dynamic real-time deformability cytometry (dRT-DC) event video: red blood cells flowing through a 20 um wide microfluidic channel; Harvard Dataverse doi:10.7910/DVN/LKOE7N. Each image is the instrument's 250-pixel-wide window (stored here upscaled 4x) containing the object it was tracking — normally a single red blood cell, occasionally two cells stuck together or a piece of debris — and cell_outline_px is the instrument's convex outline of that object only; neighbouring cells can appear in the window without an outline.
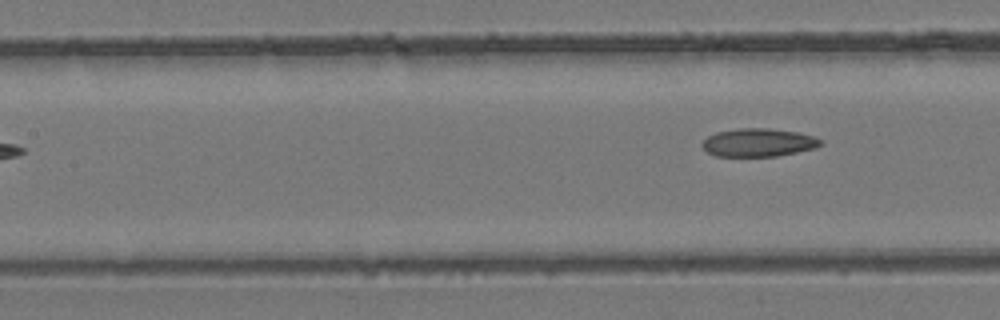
{"species": "common noctule bat (a hibernating species)", "species_latin": "Nyctalus noctula", "temperature_condition": "room temperature", "stored_images_in_passage": 6, "camera_frame_rate_fps": 3000, "um_per_image_px": 0.085, "animal": {"sex": "female", "body_mass_g": 24.6, "forearm_length_mm": 56.2}, "frame": {"image": 1, "passage_image": 6, "time_ms": 1.667, "image_size_px": [1000, 320], "cell_outline_px": [[824, 144], [816, 148], [776, 156], [716, 156], [708, 152], [700, 144], [708, 136], [716, 132], [740, 128], [768, 128], [796, 132], [812, 136], [824, 140]], "centroid_in_image_um": [64.49, 12.11], "position_along_channel_um": 142.9, "area_um2": 19.42}}